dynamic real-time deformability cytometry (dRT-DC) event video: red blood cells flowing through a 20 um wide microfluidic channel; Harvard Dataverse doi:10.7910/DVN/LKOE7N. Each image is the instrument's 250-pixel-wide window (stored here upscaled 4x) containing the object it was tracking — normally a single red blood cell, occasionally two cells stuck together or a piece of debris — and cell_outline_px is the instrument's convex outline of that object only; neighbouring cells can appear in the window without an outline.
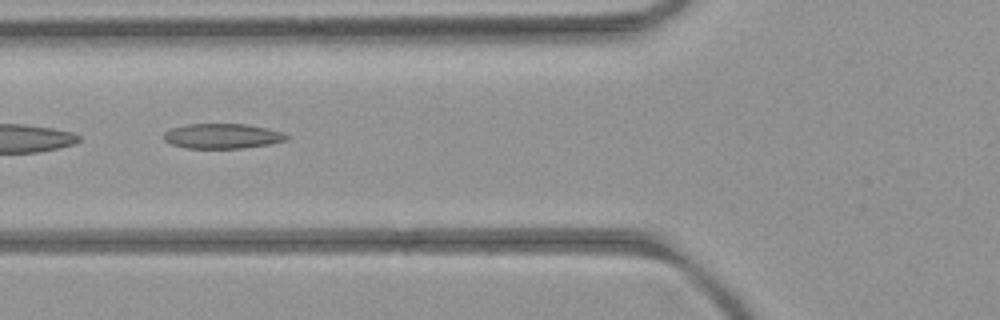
{"species": "common noctule bat (a hibernating species)", "species_latin": "Nyctalus noctula", "temperature_condition": "room temperature", "stored_images_in_passage": 2, "camera_frame_rate_fps": 3000, "um_per_image_px": 0.085, "animal": {"sex": "female", "body_mass_g": 21.9}, "frame": {"image": 1, "passage_image": 2, "time_ms": 1.333, "image_size_px": [1000, 320], "cell_outline_px": [[288, 136], [284, 140], [268, 144], [240, 148], [184, 148], [172, 144], [164, 140], [164, 132], [172, 128], [188, 124], [244, 124], [268, 128], [284, 132]], "centroid_in_image_um": [18.87, 11.56], "position_along_channel_um": 106.9, "area_um2": 17.69}}